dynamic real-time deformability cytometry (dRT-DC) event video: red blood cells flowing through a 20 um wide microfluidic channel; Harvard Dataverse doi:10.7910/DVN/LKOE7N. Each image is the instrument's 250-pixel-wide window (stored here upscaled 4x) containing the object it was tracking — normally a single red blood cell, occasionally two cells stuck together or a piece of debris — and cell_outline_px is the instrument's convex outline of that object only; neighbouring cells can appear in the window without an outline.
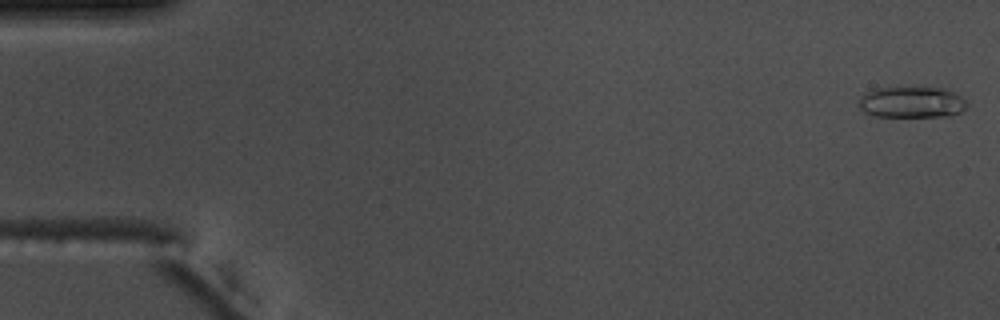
{"species": "common noctule bat (a hibernating species)", "species_latin": "Nyctalus noctula", "temperature_condition": "warm", "stored_images_in_passage": 55, "camera_frame_rate_fps": 3000, "um_per_image_px": 0.085, "animal": {"sex": "male", "body_mass_g": 17.5, "forearm_length_mm": 52.3}, "frame": {"image": 1, "passage_image": 1, "time_ms": 0.0, "image_size_px": [1000, 320], "cell_outline_px": [[968, 104], [960, 112], [948, 116], [876, 116], [864, 112], [860, 108], [860, 96], [876, 88], [948, 88], [960, 96]], "centroid_in_image_um": [77.51, 8.69], "position_along_channel_um": 7.5, "area_um2": 19.36}}
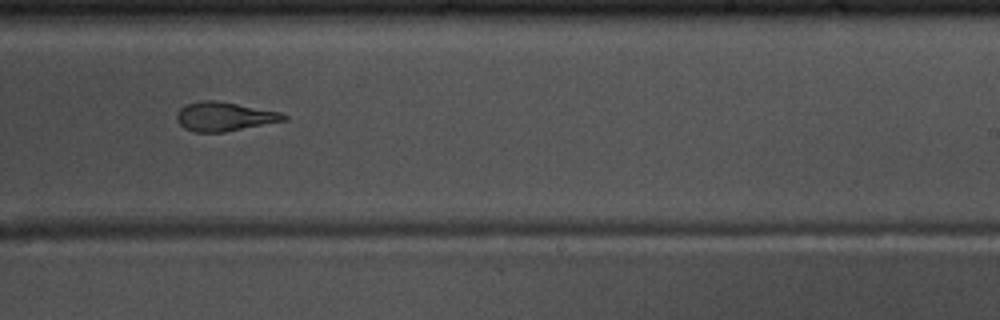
{"frame": {"image": 2, "passage_image": 34, "time_ms": 11.0, "image_size_px": [1000, 320], "cell_outline_px": [[288, 120], [224, 132], [196, 132], [184, 128], [176, 120], [176, 112], [184, 104], [200, 100], [216, 100], [280, 112], [288, 116]], "centroid_in_image_um": [19.04, 9.9], "position_along_channel_um": 270.0, "area_um2": 18.21}}
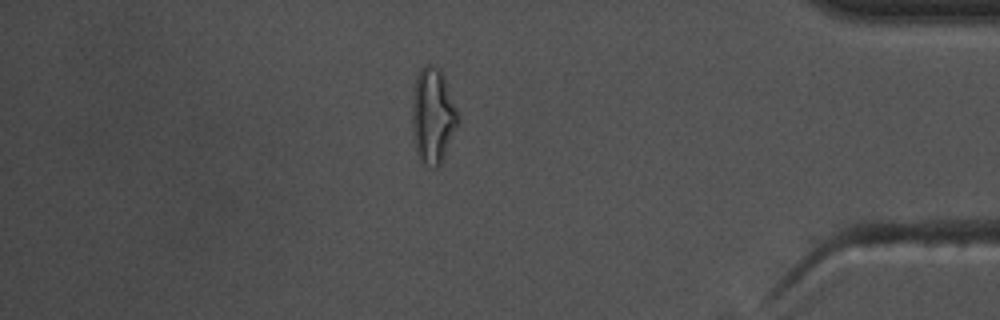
{"frame": {"image": 3, "passage_image": 47, "time_ms": 15.333, "image_size_px": [1000, 320], "cell_outline_px": [[460, 120], [444, 156], [440, 164], [436, 168], [432, 168], [420, 164], [416, 152], [412, 136], [412, 92], [416, 76], [420, 68], [424, 64], [432, 64], [440, 68], [444, 72]], "centroid_in_image_um": [36.77, 9.82], "position_along_channel_um": 398.4, "area_um2": 26.3}, "authors_computed_cell_mechanics": {"area_um2": 19.0162, "velocity_mm_per_s": 3.7552, "shape_relaxation_time_tau1_ms": 7.044, "shape_relaxation_time_tau2_ms": 2.2671, "deformation_change_tau1": 0.217, "deformation_change_tau2": 0.1116}}